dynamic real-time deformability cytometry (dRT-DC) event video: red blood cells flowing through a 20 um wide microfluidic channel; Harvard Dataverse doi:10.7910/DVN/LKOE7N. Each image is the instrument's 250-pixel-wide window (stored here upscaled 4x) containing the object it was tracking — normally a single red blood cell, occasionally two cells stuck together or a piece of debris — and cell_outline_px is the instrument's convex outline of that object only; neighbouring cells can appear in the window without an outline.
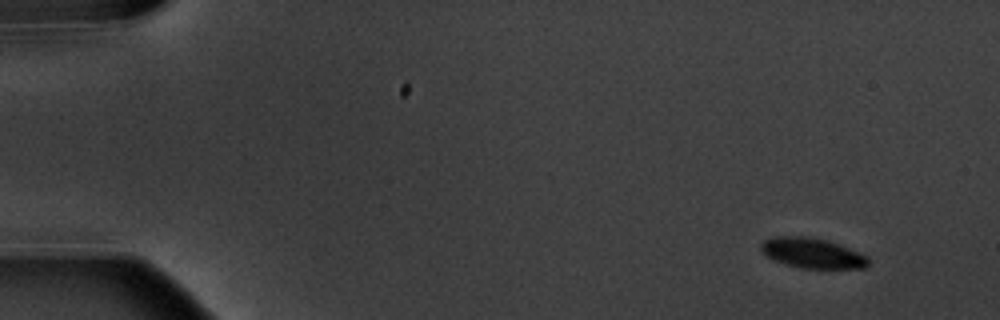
{"species": "common noctule bat (a hibernating species)", "species_latin": "Nyctalus noctula", "temperature_condition": "warm", "stored_images_in_passage": 4, "camera_frame_rate_fps": 3000, "um_per_image_px": 0.085, "animal": {"sex": "male", "body_mass_g": 20.1, "forearm_length_mm": 53.5}, "frame": {"image": 1, "passage_image": 1, "time_ms": 0.0, "image_size_px": [1000, 320], "cell_outline_px": [[868, 268], [800, 268], [784, 264], [772, 260], [760, 248], [760, 244], [764, 240], [772, 236], [808, 236], [828, 240], [868, 256]], "centroid_in_image_um": [69.02, 21.51], "position_along_channel_um": 16.0, "area_um2": 18.96}}
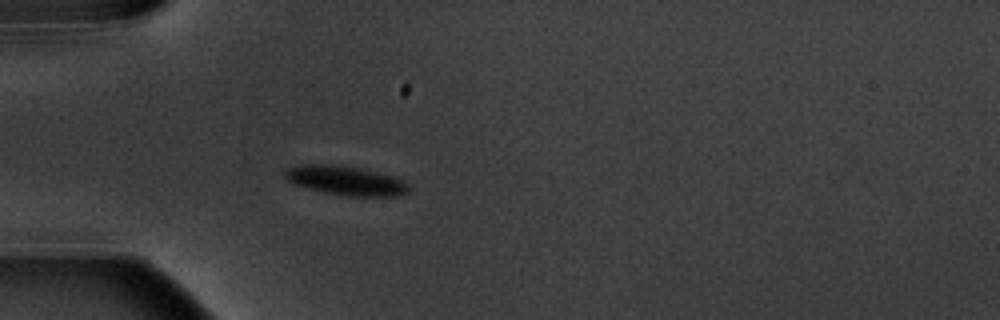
{"frame": {"image": 2, "passage_image": 4, "time_ms": 4.333, "image_size_px": [1000, 320], "cell_outline_px": [[408, 192], [400, 196], [348, 196], [324, 192], [292, 184], [284, 180], [284, 172], [288, 168], [300, 164], [332, 164], [360, 168], [388, 176], [400, 180], [408, 184]], "centroid_in_image_um": [29.29, 15.35], "position_along_channel_um": 55.7, "area_um2": 20.92}}